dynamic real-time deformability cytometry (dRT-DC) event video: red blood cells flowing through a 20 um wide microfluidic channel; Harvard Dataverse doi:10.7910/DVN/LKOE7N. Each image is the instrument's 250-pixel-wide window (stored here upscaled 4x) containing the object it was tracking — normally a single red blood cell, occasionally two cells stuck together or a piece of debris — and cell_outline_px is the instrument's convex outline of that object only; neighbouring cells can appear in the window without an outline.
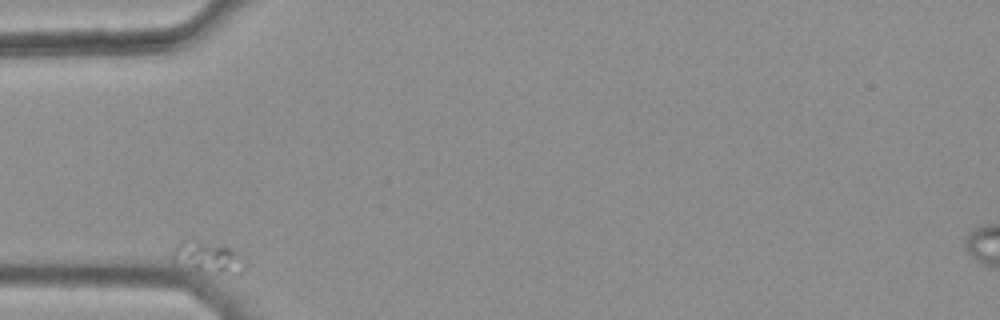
{"species": "common noctule bat (a hibernating species)", "species_latin": "Nyctalus noctula", "temperature_condition": "warm", "stored_images_in_passage": 6, "camera_frame_rate_fps": 3000, "um_per_image_px": 0.085, "animal": {"sex": "female", "body_mass_g": 25.1}, "frame": {"image": 1, "passage_image": 1, "time_ms": 0.0, "image_size_px": [1000, 320], "cell_outline_px": [[244, 272], [240, 276], [236, 276], [188, 272], [172, 256], [172, 252], [180, 240], [188, 240], [228, 248], [244, 260]], "centroid_in_image_um": [17.67, 22.0], "position_along_channel_um": 67.3, "area_um2": 13.47}}